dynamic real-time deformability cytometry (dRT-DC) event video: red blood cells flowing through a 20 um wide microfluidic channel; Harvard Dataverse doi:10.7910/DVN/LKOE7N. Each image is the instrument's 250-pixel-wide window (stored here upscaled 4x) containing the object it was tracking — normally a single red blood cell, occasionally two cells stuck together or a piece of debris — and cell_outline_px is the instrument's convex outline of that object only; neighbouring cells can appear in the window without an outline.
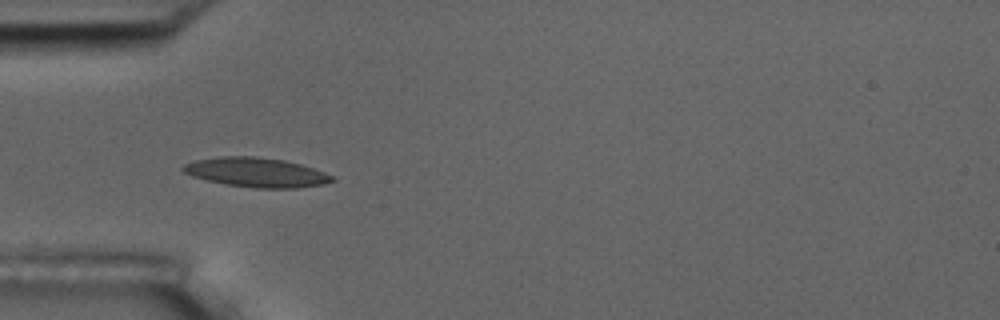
{"species": "common noctule bat (a hibernating species)", "species_latin": "Nyctalus noctula", "temperature_condition": "room temperature", "stored_images_in_passage": 15, "camera_frame_rate_fps": 3000, "um_per_image_px": 0.085, "animal": {"sex": "male", "body_mass_g": 17.5, "forearm_length_mm": 52.3}, "frame": {"image": 1, "passage_image": 5, "time_ms": 5.333, "image_size_px": [1000, 320], "cell_outline_px": [[336, 180], [324, 184], [296, 188], [256, 188], [228, 184], [208, 180], [192, 176], [184, 172], [180, 168], [184, 164], [196, 160], [220, 156], [256, 156], [284, 160], [300, 164], [336, 176]], "centroid_in_image_um": [21.81, 14.65], "position_along_channel_um": 63.2, "area_um2": 25.49}}
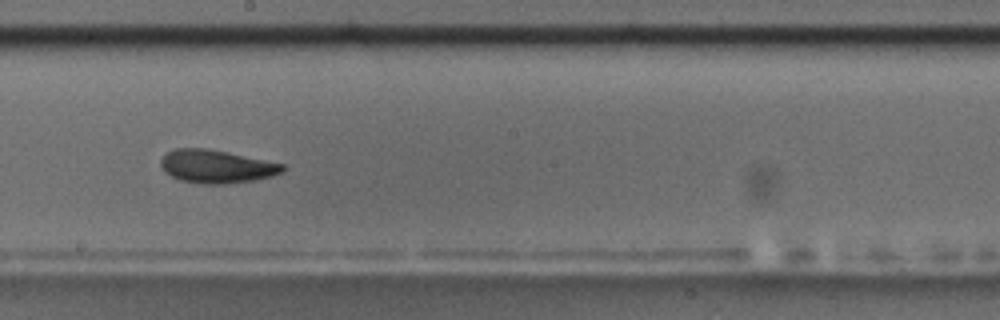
{"frame": {"image": 2, "passage_image": 9, "time_ms": 10.0, "image_size_px": [1000, 320], "cell_outline_px": [[284, 168], [280, 172], [272, 176], [252, 180], [224, 184], [204, 184], [180, 180], [164, 172], [160, 164], [160, 160], [168, 152], [176, 148], [204, 148], [228, 152], [284, 164]], "centroid_in_image_um": [18.36, 14.15], "position_along_channel_um": 229.8, "area_um2": 23.29}, "authors_computed_cell_mechanics": {"area_um2": 23.12, "velocity_mm_per_s": 3.6106, "shape_relaxation_time_tau1_ms": 2.663, "shape_relaxation_time_tau2_ms": 2.1685, "deformation_change_tau1": 0.1006, "deformation_change_tau2": 0.0542}}